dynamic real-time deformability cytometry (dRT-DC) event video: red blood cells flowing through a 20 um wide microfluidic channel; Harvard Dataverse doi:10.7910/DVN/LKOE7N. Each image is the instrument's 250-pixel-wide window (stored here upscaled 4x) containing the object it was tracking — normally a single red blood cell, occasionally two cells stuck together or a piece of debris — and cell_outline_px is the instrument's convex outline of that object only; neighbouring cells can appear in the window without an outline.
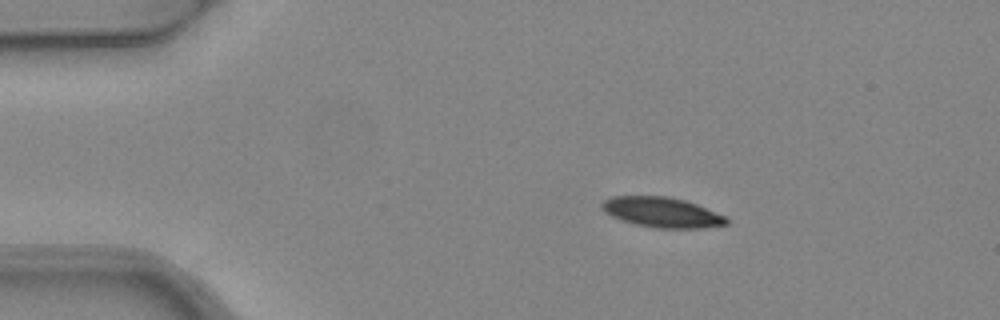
{"species": "common noctule bat (a hibernating species)", "species_latin": "Nyctalus noctula", "temperature_condition": "warm", "stored_images_in_passage": 4, "camera_frame_rate_fps": 3000, "um_per_image_px": 0.085, "animal": {"sex": "female", "body_mass_g": 24.6, "forearm_length_mm": 56.2}, "frame": {"image": 1, "passage_image": 1, "time_ms": 0.0, "image_size_px": [1000, 320], "cell_outline_px": [[728, 224], [704, 228], [656, 228], [636, 224], [612, 216], [604, 212], [600, 204], [604, 200], [612, 196], [664, 196], [684, 200], [696, 204], [724, 216], [728, 220]], "centroid_in_image_um": [56.25, 18.04], "position_along_channel_um": 28.8, "area_um2": 21.62}}